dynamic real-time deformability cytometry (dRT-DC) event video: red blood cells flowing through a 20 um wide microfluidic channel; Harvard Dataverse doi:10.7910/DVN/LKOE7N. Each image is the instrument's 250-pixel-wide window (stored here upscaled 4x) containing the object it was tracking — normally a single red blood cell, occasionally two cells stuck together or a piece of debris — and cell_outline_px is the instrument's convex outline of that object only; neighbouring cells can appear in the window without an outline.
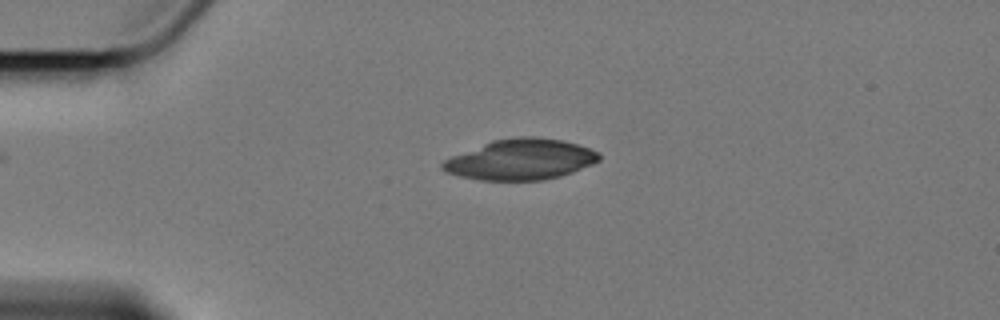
{"species": "Egyptian fruit bat (a non-hibernating species)", "species_latin": "Rousettus aegyptiacus", "temperature_condition": "cold", "stored_images_in_passage": 6, "segment_of_instrument_passage": [2, 2], "camera_frame_rate_fps": 3000, "um_per_image_px": 0.085, "animal": {"sex": "female"}, "frame": {"image": 1, "passage_image": 6, "time_ms": 6.667, "image_size_px": [1000, 320], "cell_outline_px": [[600, 160], [592, 164], [572, 172], [560, 176], [544, 180], [480, 180], [460, 176], [444, 172], [440, 168], [440, 164], [444, 160], [452, 156], [492, 140], [520, 136], [536, 136], [560, 140], [576, 144], [600, 152]], "centroid_in_image_um": [44.24, 13.56], "position_along_channel_um": 40.8, "area_um2": 37.05}}